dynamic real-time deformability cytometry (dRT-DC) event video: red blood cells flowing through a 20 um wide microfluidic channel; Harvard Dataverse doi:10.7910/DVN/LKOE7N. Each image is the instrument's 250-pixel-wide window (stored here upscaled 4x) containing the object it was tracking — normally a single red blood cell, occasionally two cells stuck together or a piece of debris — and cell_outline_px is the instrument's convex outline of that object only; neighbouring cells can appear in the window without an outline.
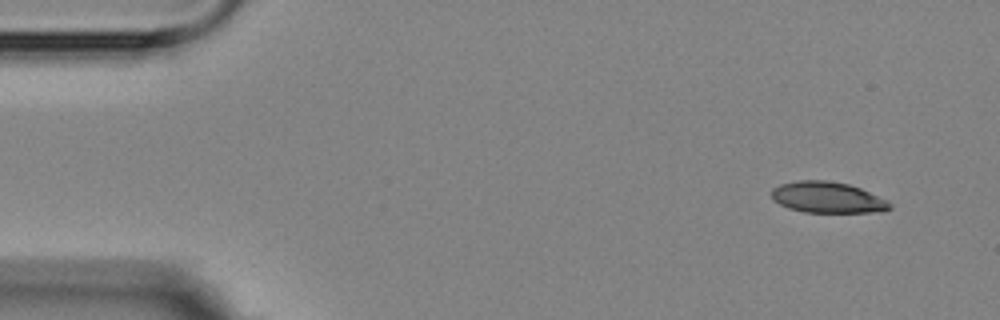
{"species": "Egyptian fruit bat (a non-hibernating species)", "species_latin": "Rousettus aegyptiacus", "temperature_condition": "room temperature", "stored_images_in_passage": 5, "camera_frame_rate_fps": 3000, "um_per_image_px": 0.085, "animal": {"sex": "female"}, "frame": {"image": 1, "passage_image": 1, "time_ms": 0.0, "image_size_px": [1000, 320], "cell_outline_px": [[892, 208], [884, 212], [804, 212], [788, 208], [772, 200], [772, 188], [780, 184], [800, 180], [828, 180], [848, 184], [860, 188], [888, 200], [892, 204]], "centroid_in_image_um": [70.36, 16.78], "position_along_channel_um": 14.6, "area_um2": 21.56}}
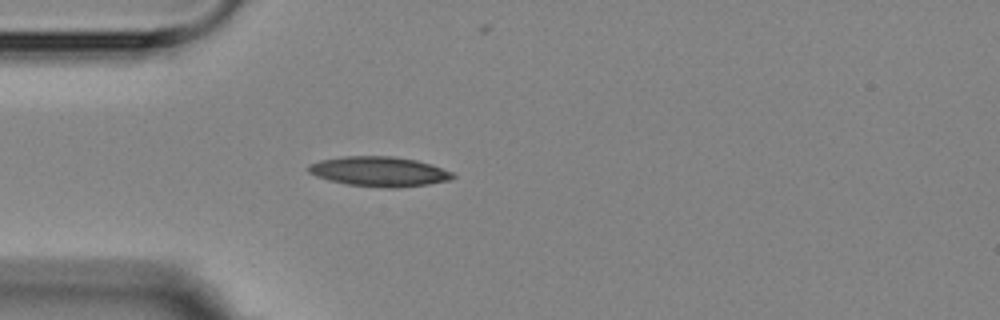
{"frame": {"image": 2, "passage_image": 4, "time_ms": 3.667, "image_size_px": [1000, 320], "cell_outline_px": [[456, 176], [448, 180], [428, 184], [396, 188], [388, 188], [348, 184], [328, 180], [316, 176], [308, 172], [308, 164], [320, 160], [340, 156], [392, 156], [416, 160], [432, 164], [452, 172]], "centroid_in_image_um": [32.21, 14.57], "position_along_channel_um": 52.8, "area_um2": 25.09}}